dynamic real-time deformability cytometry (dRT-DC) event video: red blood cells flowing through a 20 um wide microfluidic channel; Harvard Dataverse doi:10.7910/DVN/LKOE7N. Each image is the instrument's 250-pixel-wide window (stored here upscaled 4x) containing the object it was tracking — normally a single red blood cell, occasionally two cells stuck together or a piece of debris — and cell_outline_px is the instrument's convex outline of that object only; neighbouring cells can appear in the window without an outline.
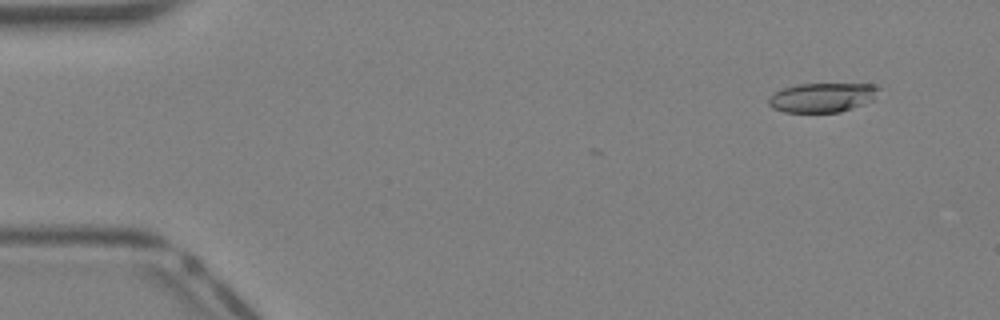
{"species": "Egyptian fruit bat (a non-hibernating species)", "species_latin": "Rousettus aegyptiacus", "temperature_condition": "warm", "stored_images_in_passage": 8, "camera_frame_rate_fps": 3000, "um_per_image_px": 0.085, "animal": {"sex": "female"}, "frame": {"image": 1, "passage_image": 4, "time_ms": 1.0, "image_size_px": [1000, 320], "cell_outline_px": [[880, 88], [872, 100], [852, 108], [840, 112], [784, 112], [772, 108], [768, 104], [768, 100], [776, 92], [784, 88], [796, 84], [872, 84]], "centroid_in_image_um": [69.88, 8.29], "position_along_channel_um": 15.1, "area_um2": 18.61}}